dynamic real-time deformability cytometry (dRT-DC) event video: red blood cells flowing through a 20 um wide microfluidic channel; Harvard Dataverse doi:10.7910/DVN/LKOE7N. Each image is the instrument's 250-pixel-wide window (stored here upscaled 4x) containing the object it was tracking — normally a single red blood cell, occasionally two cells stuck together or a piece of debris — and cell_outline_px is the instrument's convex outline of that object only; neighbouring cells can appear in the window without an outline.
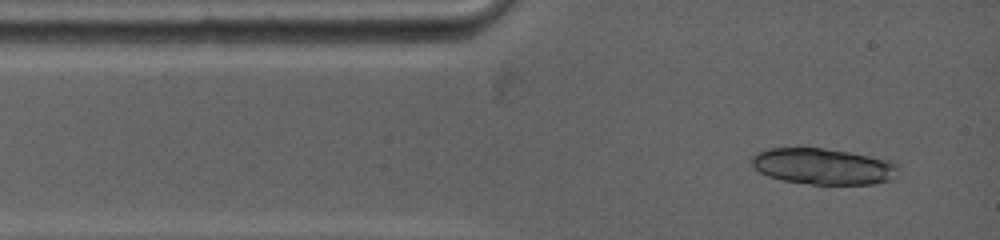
{"species": "common noctule bat (a hibernating species)", "species_latin": "Nyctalus noctula", "temperature_condition": "warm", "stored_images_in_passage": 2, "camera_frame_rate_fps": 5000, "um_per_image_px": 0.085, "animal": {"sex": "female", "body_mass_g": 19.0, "forearm_length_mm": 53.3}, "frame": {"image": 1, "passage_image": 1, "time_ms": 0.0, "image_size_px": [1000, 240], "cell_outline_px": [[896, 168], [884, 180], [872, 184], [812, 184], [784, 180], [768, 176], [760, 172], [752, 164], [752, 156], [756, 152], [764, 148], [824, 148], [852, 152], [892, 160], [896, 164]], "centroid_in_image_um": [69.88, 14.11], "position_along_channel_um": 15.1, "area_um2": 30.4}}